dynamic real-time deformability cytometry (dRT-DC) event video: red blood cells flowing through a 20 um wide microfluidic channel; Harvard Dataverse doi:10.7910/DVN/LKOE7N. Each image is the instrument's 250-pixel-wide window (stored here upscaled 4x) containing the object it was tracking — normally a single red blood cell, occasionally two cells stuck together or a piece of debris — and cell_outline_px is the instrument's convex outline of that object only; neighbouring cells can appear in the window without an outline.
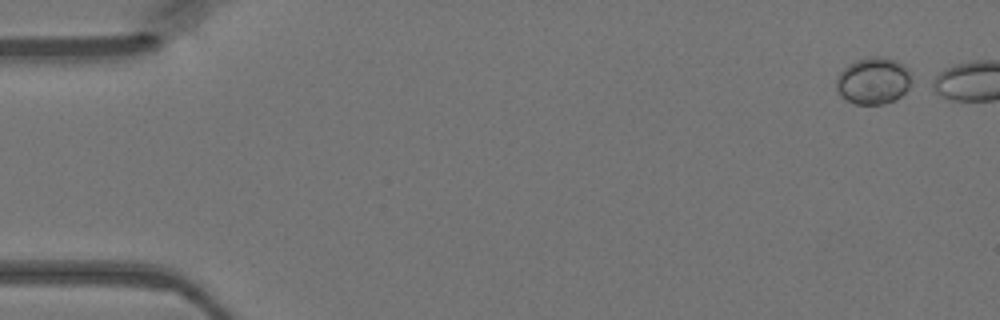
{"species": "Egyptian fruit bat (a non-hibernating species)", "species_latin": "Rousettus aegyptiacus", "temperature_condition": "warm", "stored_images_in_passage": 4, "camera_frame_rate_fps": 3000, "um_per_image_px": 0.085, "animal": {"sex": "female"}, "frame": {"image": 1, "passage_image": 1, "time_ms": 0.0, "image_size_px": [1000, 320], "cell_outline_px": [[916, 80], [896, 100], [884, 104], [856, 104], [840, 96], [836, 88], [836, 80], [840, 72], [848, 64], [856, 60], [868, 56], [884, 56], [896, 60], [904, 64], [908, 68]], "centroid_in_image_um": [74.29, 6.85], "position_along_channel_um": 10.7, "area_um2": 21.1}}